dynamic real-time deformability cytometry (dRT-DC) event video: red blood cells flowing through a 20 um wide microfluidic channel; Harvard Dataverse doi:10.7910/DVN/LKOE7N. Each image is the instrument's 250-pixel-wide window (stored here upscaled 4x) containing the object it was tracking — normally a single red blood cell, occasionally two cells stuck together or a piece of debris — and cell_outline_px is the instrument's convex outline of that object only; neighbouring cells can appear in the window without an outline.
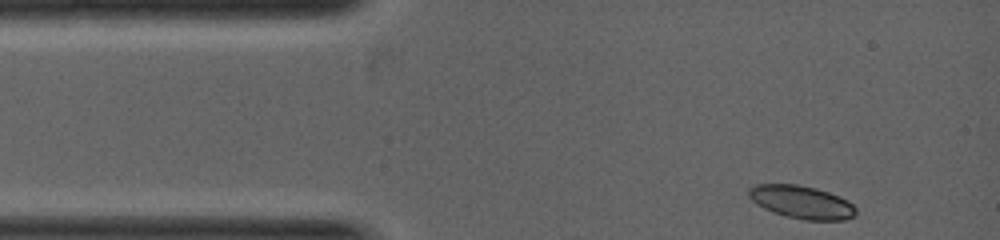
{"species": "common noctule bat (a hibernating species)", "species_latin": "Nyctalus noctula", "temperature_condition": "warm", "stored_images_in_passage": 13, "camera_frame_rate_fps": 5000, "um_per_image_px": 0.085, "animal": {"sex": "female", "body_mass_g": 19.0, "forearm_length_mm": 53.3}, "frame": {"image": 1, "passage_image": 1, "time_ms": 0.0, "image_size_px": [1000, 240], "cell_outline_px": [[856, 212], [852, 216], [844, 220], [804, 220], [788, 216], [764, 208], [752, 200], [748, 196], [748, 188], [756, 184], [796, 184], [828, 192], [852, 204], [856, 208]], "centroid_in_image_um": [68.1, 17.17], "position_along_channel_um": 16.9, "area_um2": 20.06}}
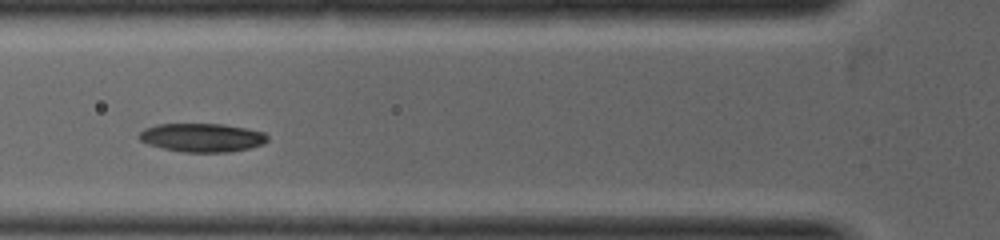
{"frame": {"image": 2, "passage_image": 8, "time_ms": 1.8, "image_size_px": [1000, 240], "cell_outline_px": [[268, 140], [260, 144], [248, 148], [232, 152], [184, 152], [164, 148], [140, 140], [140, 132], [144, 128], [156, 124], [224, 124], [264, 132], [268, 136]], "centroid_in_image_um": [17.19, 11.69], "position_along_channel_um": 108.6, "area_um2": 21.1}}
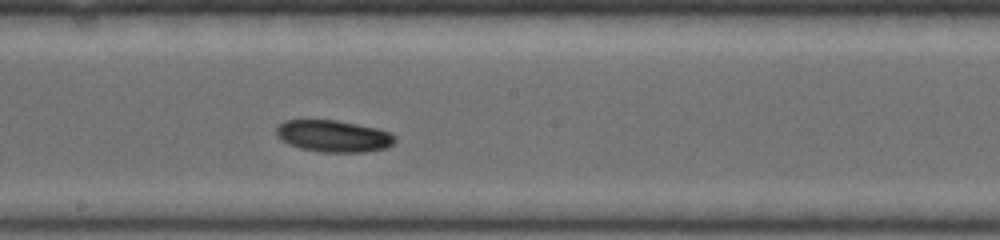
{"frame": {"image": 3, "passage_image": 13, "time_ms": 3.2, "image_size_px": [1000, 240], "cell_outline_px": [[396, 140], [392, 144], [384, 148], [364, 152], [320, 152], [300, 148], [288, 144], [276, 136], [276, 128], [284, 120], [336, 120], [376, 128], [388, 132]], "centroid_in_image_um": [28.29, 11.57], "position_along_channel_um": 219.9, "area_um2": 21.79}}